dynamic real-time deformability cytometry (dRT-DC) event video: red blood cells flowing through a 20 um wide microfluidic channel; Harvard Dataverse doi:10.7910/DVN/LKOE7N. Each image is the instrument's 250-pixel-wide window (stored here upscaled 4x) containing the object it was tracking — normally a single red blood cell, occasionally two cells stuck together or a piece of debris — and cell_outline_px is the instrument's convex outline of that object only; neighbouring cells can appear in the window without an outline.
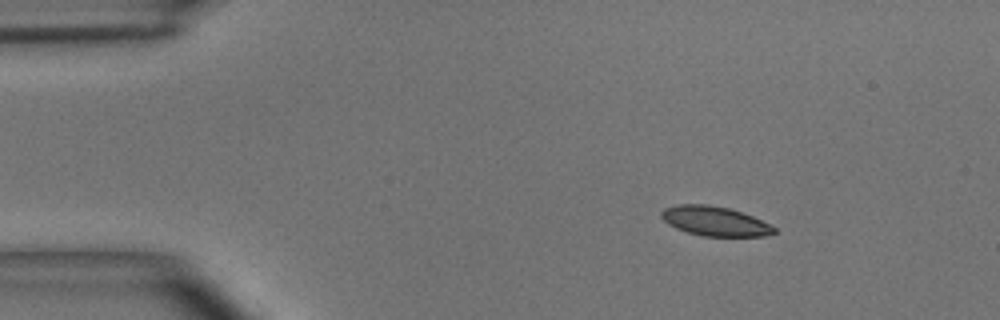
{"species": "common noctule bat (a hibernating species)", "species_latin": "Nyctalus noctula", "temperature_condition": "room temperature", "stored_images_in_passage": 3, "camera_frame_rate_fps": 3000, "um_per_image_px": 0.085, "animal": {"sex": "male", "body_mass_g": 15.6}, "frame": {"image": 1, "passage_image": 1, "time_ms": 0.0, "image_size_px": [1000, 320], "cell_outline_px": [[776, 232], [764, 236], [704, 236], [688, 232], [676, 228], [668, 224], [660, 216], [660, 212], [664, 208], [676, 204], [708, 204], [728, 208], [752, 216], [776, 228]], "centroid_in_image_um": [60.72, 18.79], "position_along_channel_um": 24.3, "area_um2": 19.25}}
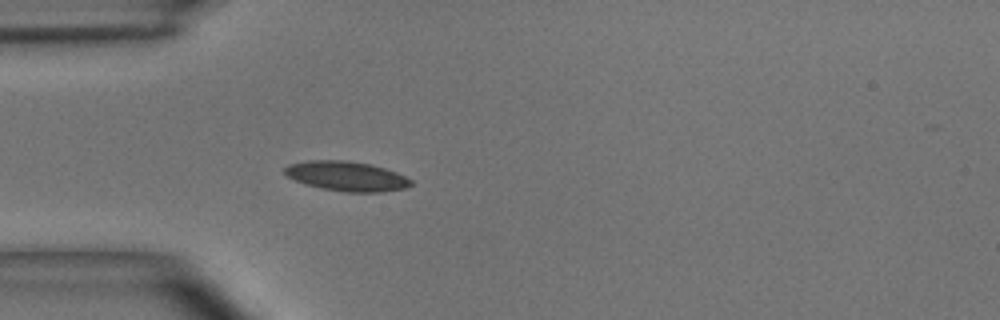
{"frame": {"image": 2, "passage_image": 3, "time_ms": 0.667, "image_size_px": [1000, 320], "cell_outline_px": [[412, 184], [404, 188], [380, 192], [344, 192], [304, 184], [288, 176], [284, 172], [284, 168], [288, 164], [308, 160], [344, 160], [368, 164], [384, 168], [396, 172], [412, 180]], "centroid_in_image_um": [29.44, 14.97], "position_along_channel_um": 55.6, "area_um2": 21.62}}